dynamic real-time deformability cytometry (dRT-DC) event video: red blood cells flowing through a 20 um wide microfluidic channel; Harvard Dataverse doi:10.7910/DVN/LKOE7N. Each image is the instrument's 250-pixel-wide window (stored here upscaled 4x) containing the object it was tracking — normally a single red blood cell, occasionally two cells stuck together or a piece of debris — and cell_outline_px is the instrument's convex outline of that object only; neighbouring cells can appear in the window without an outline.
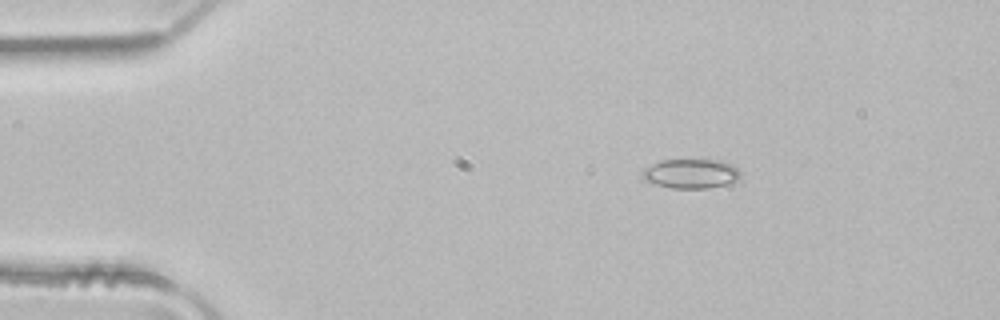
{"species": "common noctule bat (a hibernating species)", "species_latin": "Nyctalus noctula", "temperature_condition": "room temperature", "stored_images_in_passage": 5, "camera_frame_rate_fps": 3000, "um_per_image_px": 0.085, "animal": {"sex": "male", "body_mass_g": 21.5, "forearm_length_mm": 52.0}, "frame": {"image": 1, "passage_image": 3, "time_ms": 0.667, "image_size_px": [1000, 320], "cell_outline_px": [[740, 176], [736, 180], [724, 184], [708, 188], [672, 188], [656, 184], [644, 180], [644, 168], [660, 160], [724, 160], [732, 164], [740, 172]], "centroid_in_image_um": [58.74, 14.75], "position_along_channel_um": 26.3, "area_um2": 16.59}}
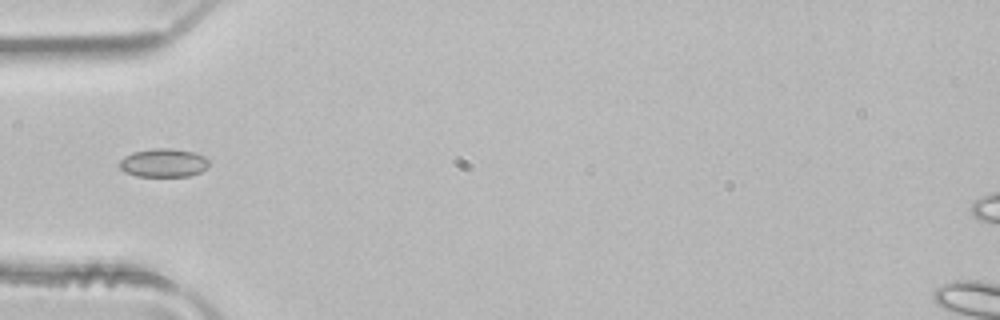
{"frame": {"image": 2, "passage_image": 5, "time_ms": 1.333, "image_size_px": [1000, 320], "cell_outline_px": [[208, 164], [200, 172], [188, 176], [136, 176], [124, 172], [120, 168], [120, 160], [124, 156], [132, 152], [152, 148], [172, 148], [192, 152], [204, 156], [208, 160]], "centroid_in_image_um": [13.85, 13.83], "position_along_channel_um": 71.1, "area_um2": 14.8}}